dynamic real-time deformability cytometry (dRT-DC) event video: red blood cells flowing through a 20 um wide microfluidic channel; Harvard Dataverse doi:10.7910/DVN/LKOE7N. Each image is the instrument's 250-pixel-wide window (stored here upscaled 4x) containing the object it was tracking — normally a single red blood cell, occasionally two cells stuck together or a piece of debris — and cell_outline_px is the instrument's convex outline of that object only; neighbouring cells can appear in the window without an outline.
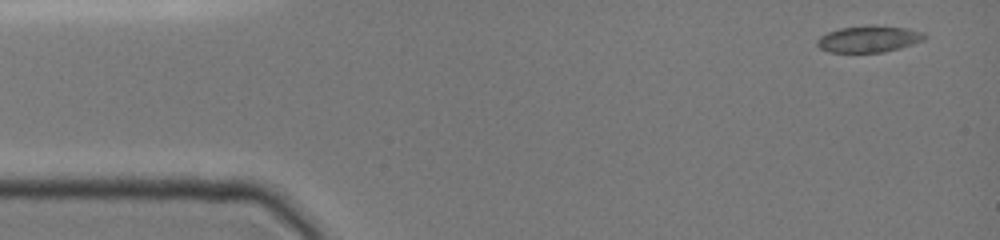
{"species": "common noctule bat (a hibernating species)", "species_latin": "Nyctalus noctula", "temperature_condition": "cold", "stored_images_in_passage": 2, "camera_frame_rate_fps": 3000, "um_per_image_px": 0.085, "animal": {"sex": "female", "body_mass_g": 19.0, "forearm_length_mm": 51.5}, "frame": {"image": 1, "passage_image": 2, "time_ms": 0.667, "image_size_px": [1000, 240], "cell_outline_px": [[928, 36], [924, 40], [900, 48], [884, 52], [828, 52], [820, 48], [816, 44], [816, 40], [820, 36], [828, 32], [840, 28], [872, 24], [908, 28], [924, 32]], "centroid_in_image_um": [73.87, 3.3], "position_along_channel_um": 11.1, "area_um2": 16.88}}